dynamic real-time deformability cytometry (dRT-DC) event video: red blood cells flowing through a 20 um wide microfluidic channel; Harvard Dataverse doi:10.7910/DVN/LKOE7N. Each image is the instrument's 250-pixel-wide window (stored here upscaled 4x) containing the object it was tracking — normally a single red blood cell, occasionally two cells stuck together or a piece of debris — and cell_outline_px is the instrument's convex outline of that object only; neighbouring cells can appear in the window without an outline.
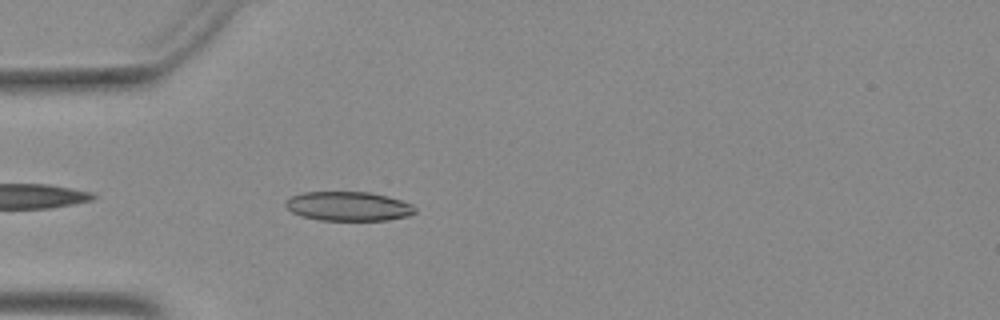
{"species": "Egyptian fruit bat (a non-hibernating species)", "species_latin": "Rousettus aegyptiacus", "temperature_condition": "warm", "stored_images_in_passage": 28, "camera_frame_rate_fps": 3000, "um_per_image_px": 0.085, "animal": {"sex": "female"}, "frame": {"image": 1, "passage_image": 1, "time_ms": 0.0, "image_size_px": [1000, 320], "cell_outline_px": [[416, 212], [408, 216], [388, 220], [320, 220], [304, 216], [292, 212], [284, 204], [284, 200], [292, 196], [304, 192], [368, 192], [388, 196], [412, 204], [416, 208]], "centroid_in_image_um": [29.62, 17.53], "position_along_channel_um": 55.4, "area_um2": 22.02}}
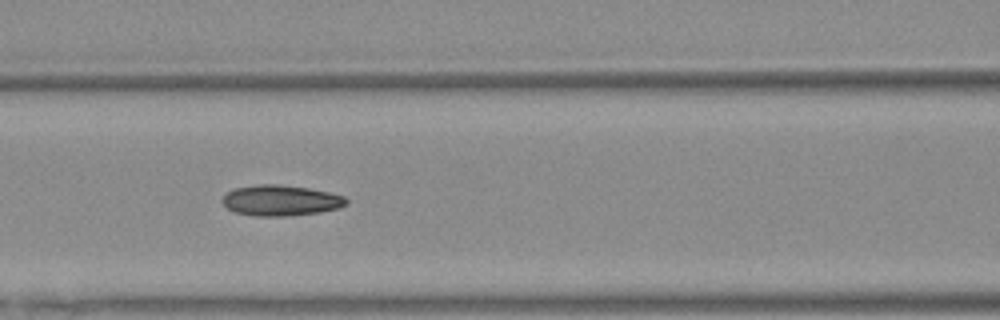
{"frame": {"image": 2, "passage_image": 8, "time_ms": 2.333, "image_size_px": [1000, 320], "cell_outline_px": [[348, 204], [340, 208], [320, 212], [284, 216], [256, 216], [236, 212], [228, 208], [220, 200], [232, 188], [260, 184], [280, 184], [308, 188], [328, 192], [344, 196], [348, 200]], "centroid_in_image_um": [23.87, 17.03], "position_along_channel_um": 142.7, "area_um2": 22.2}}
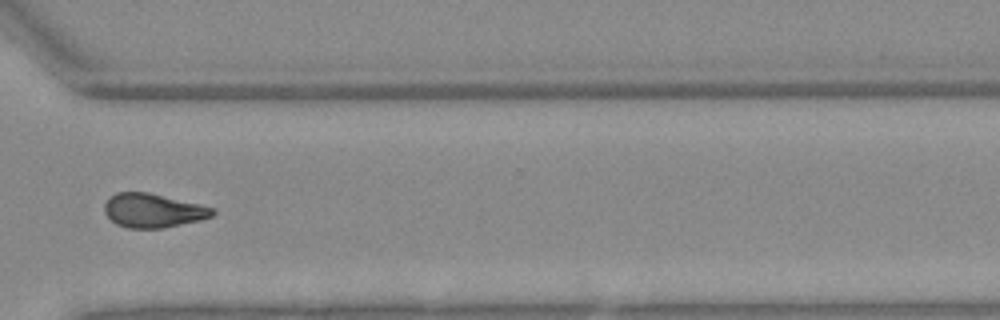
{"frame": {"image": 3, "passage_image": 24, "time_ms": 7.667, "image_size_px": [1000, 320], "cell_outline_px": [[216, 212], [212, 216], [200, 220], [164, 228], [128, 228], [116, 224], [104, 212], [104, 204], [116, 192], [148, 192], [200, 204], [212, 208]], "centroid_in_image_um": [13.01, 17.9], "position_along_channel_um": 357.6, "area_um2": 21.27}}